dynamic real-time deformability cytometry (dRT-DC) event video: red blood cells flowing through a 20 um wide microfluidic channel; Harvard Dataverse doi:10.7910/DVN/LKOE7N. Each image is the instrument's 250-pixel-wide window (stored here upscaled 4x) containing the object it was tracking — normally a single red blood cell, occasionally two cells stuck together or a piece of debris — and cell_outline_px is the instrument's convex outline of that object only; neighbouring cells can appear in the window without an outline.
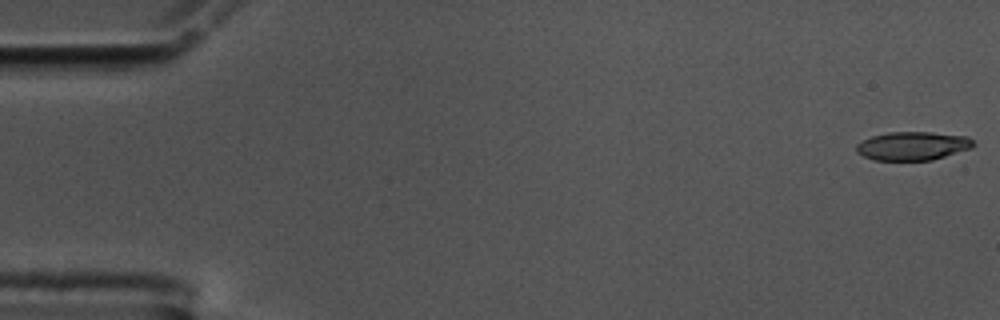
{"species": "common noctule bat (a hibernating species)", "species_latin": "Nyctalus noctula", "temperature_condition": "cold", "stored_images_in_passage": 57, "camera_frame_rate_fps": 3000, "um_per_image_px": 0.085, "animal": {"sex": "male", "body_mass_g": 17.5, "forearm_length_mm": 52.3}, "frame": {"image": 1, "passage_image": 1, "time_ms": 0.0, "image_size_px": [1000, 320], "cell_outline_px": [[976, 144], [972, 148], [932, 160], [872, 160], [856, 152], [856, 144], [872, 136], [888, 132], [932, 132], [968, 136]], "centroid_in_image_um": [77.59, 12.4], "position_along_channel_um": 7.4, "area_um2": 19.54}}
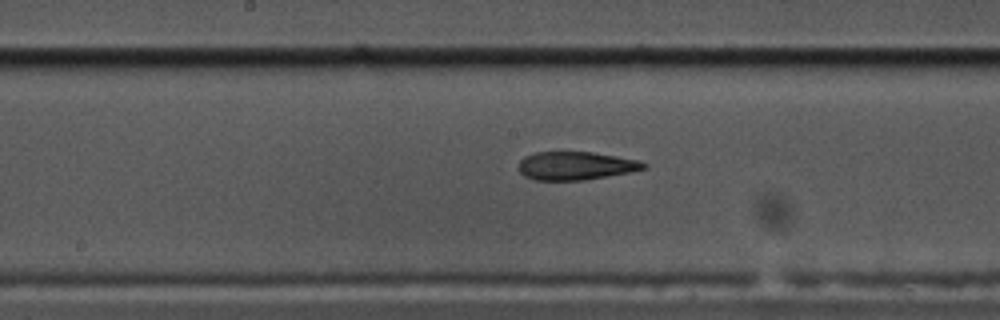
{"frame": {"image": 2, "passage_image": 29, "time_ms": 9.333, "image_size_px": [1000, 320], "cell_outline_px": [[648, 164], [644, 168], [628, 172], [584, 180], [532, 180], [524, 176], [520, 172], [520, 160], [524, 156], [536, 152], [592, 152], [640, 160]], "centroid_in_image_um": [48.91, 14.09], "position_along_channel_um": 199.3, "area_um2": 20.46}}
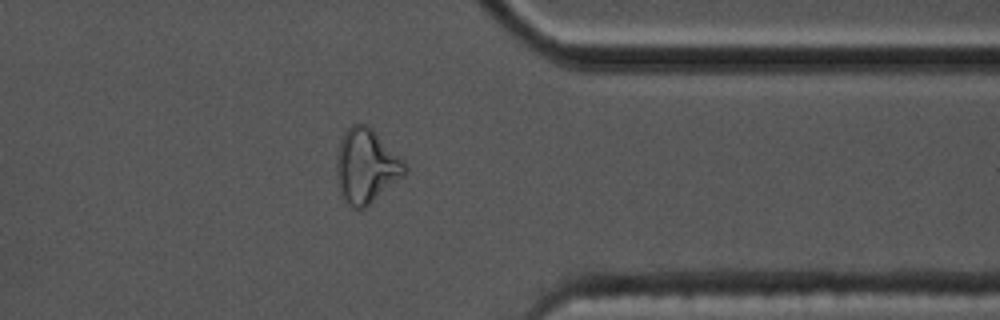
{"frame": {"image": 3, "passage_image": 45, "time_ms": 14.667, "image_size_px": [1000, 320], "cell_outline_px": [[408, 168], [404, 176], [364, 208], [352, 208], [340, 196], [336, 176], [336, 156], [344, 132], [352, 124], [368, 124], [404, 160]], "centroid_in_image_um": [31.12, 14.11], "position_along_channel_um": 380.3, "area_um2": 29.65}, "authors_computed_cell_mechanics": {"area_um2": 21.2704, "velocity_mm_per_s": 3.5514, "shape_relaxation_time_tau1_ms": null, "shape_relaxation_time_tau2_ms": 3.8375, "deformation_change_tau1": null, "deformation_change_tau2": 0.1427}}